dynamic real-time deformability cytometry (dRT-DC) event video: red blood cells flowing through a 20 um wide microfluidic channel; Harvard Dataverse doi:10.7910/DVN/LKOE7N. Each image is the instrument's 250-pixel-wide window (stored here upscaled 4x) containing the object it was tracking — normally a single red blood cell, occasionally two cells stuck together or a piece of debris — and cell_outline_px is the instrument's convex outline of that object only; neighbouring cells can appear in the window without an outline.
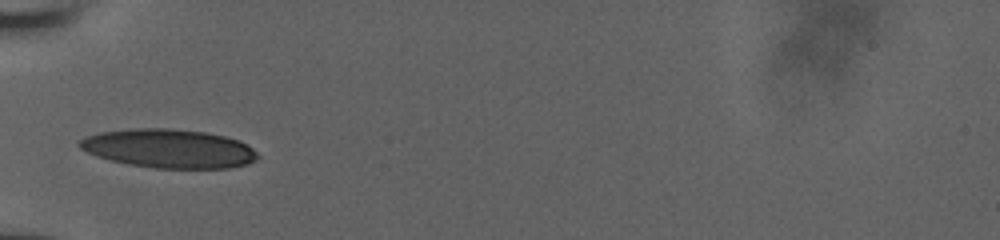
{"species": "human", "species_latin": "Homo sapiens", "temperature_condition": "room temperature", "stored_images_in_passage": 8, "camera_frame_rate_fps": 3000, "um_per_image_px": 0.085, "donor": {"sex": "male"}, "frame": {"image": 1, "passage_image": 1, "time_ms": 0.0, "image_size_px": [1000, 240], "cell_outline_px": [[260, 156], [256, 160], [244, 164], [228, 168], [156, 168], [132, 164], [112, 160], [96, 156], [80, 148], [76, 144], [84, 136], [100, 132], [136, 128], [172, 128], [204, 132], [224, 136], [240, 140], [248, 144]], "centroid_in_image_um": [14.36, 12.61], "position_along_channel_um": 70.6, "area_um2": 40.17}}
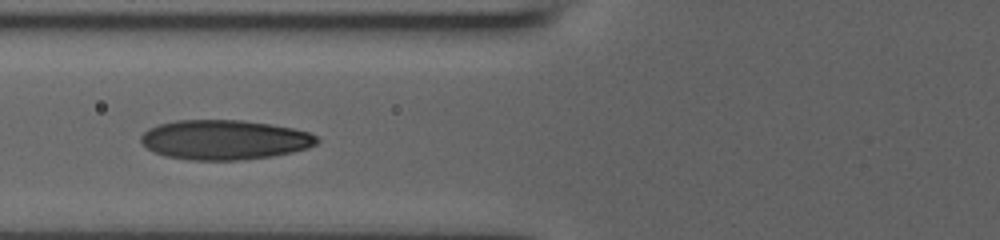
{"frame": {"image": 2, "passage_image": 7, "time_ms": 1.0, "image_size_px": [1000, 240], "cell_outline_px": [[320, 140], [316, 144], [308, 148], [292, 152], [272, 156], [240, 160], [188, 160], [164, 156], [148, 148], [140, 140], [140, 136], [148, 128], [160, 124], [176, 120], [244, 120], [272, 124], [292, 128], [308, 132], [316, 136]], "centroid_in_image_um": [19.09, 11.88], "position_along_channel_um": 106.7, "area_um2": 40.81}}